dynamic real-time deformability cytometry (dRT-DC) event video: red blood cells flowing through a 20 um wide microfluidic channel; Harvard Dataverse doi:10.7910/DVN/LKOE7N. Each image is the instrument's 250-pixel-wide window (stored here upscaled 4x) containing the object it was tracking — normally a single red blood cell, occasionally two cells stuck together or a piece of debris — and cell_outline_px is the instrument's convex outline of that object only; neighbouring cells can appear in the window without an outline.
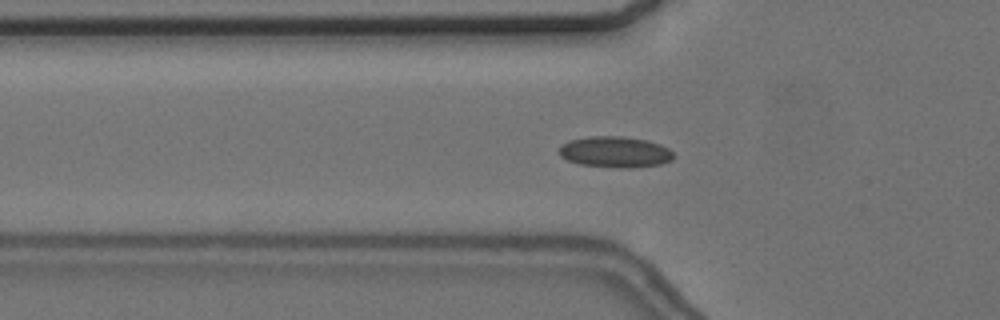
{"species": "common noctule bat (a hibernating species)", "species_latin": "Nyctalus noctula", "temperature_condition": "cold", "stored_images_in_passage": 54, "camera_frame_rate_fps": 3000, "um_per_image_px": 0.085, "animal": {"sex": "female", "body_mass_g": 24.6, "forearm_length_mm": 56.2}, "frame": {"image": 1, "passage_image": 20, "time_ms": 6.333, "image_size_px": [1000, 320], "cell_outline_px": [[676, 156], [672, 160], [660, 164], [632, 168], [620, 168], [580, 164], [568, 160], [560, 156], [560, 144], [568, 140], [588, 136], [624, 136], [644, 140], [660, 144], [668, 148]], "centroid_in_image_um": [52.28, 12.91], "position_along_channel_um": 73.5, "area_um2": 20.81}}
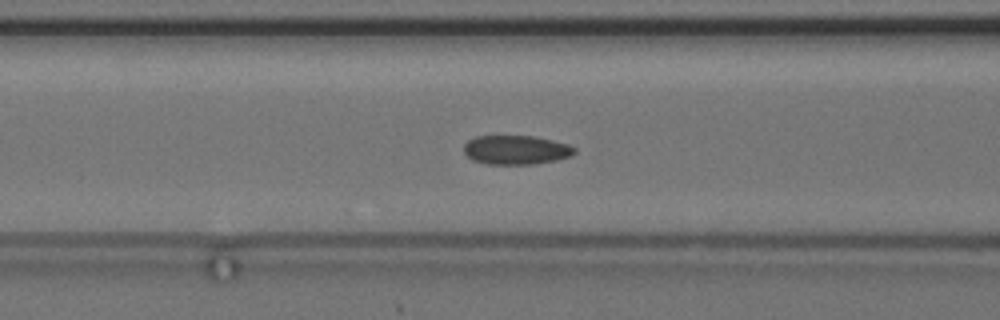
{"frame": {"image": 2, "passage_image": 24, "time_ms": 7.667, "image_size_px": [1000, 320], "cell_outline_px": [[576, 152], [572, 156], [556, 160], [536, 164], [488, 164], [472, 160], [464, 152], [464, 144], [468, 140], [476, 136], [532, 136], [552, 140], [568, 144], [576, 148]], "centroid_in_image_um": [43.88, 12.74], "position_along_channel_um": 122.7, "area_um2": 18.84}}
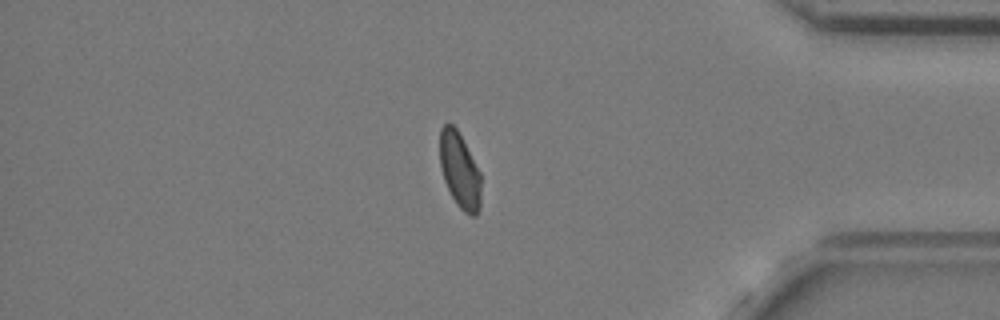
{"frame": {"image": 3, "passage_image": 49, "time_ms": 16.0, "image_size_px": [1000, 320], "cell_outline_px": [[480, 208], [476, 216], [472, 216], [464, 212], [456, 204], [444, 180], [440, 164], [440, 128], [448, 120], [456, 128], [480, 172]], "centroid_in_image_um": [39.06, 14.48], "position_along_channel_um": 396.1, "area_um2": 18.03}, "authors_computed_cell_mechanics": {"area_um2": 19.1318, "velocity_mm_per_s": 3.6396, "shape_relaxation_time_tau1_ms": 5.0312, "shape_relaxation_time_tau2_ms": 1.4246, "deformation_change_tau1": 0.0833, "deformation_change_tau2": 0.0473}}